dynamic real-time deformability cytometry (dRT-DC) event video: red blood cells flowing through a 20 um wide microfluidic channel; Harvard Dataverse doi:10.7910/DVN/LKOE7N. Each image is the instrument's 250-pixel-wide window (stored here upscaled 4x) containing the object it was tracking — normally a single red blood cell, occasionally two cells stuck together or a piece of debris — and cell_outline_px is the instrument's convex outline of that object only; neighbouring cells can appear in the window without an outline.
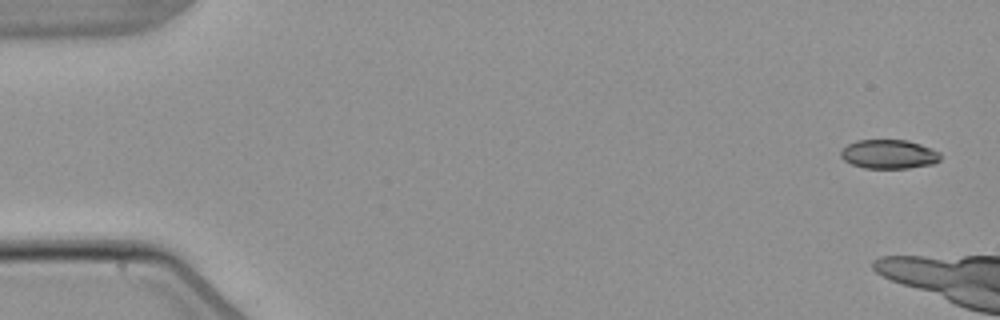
{"species": "common noctule bat (a hibernating species)", "species_latin": "Nyctalus noctula", "temperature_condition": "warm", "stored_images_in_passage": 5, "segment_of_instrument_passage": [2, 2], "camera_frame_rate_fps": 3000, "um_per_image_px": 0.085, "animal": {"sex": "male", "body_mass_g": 21.5, "forearm_length_mm": 52.0}, "frame": {"image": 1, "passage_image": 5, "time_ms": 4.667, "image_size_px": [1000, 320], "cell_outline_px": [[940, 160], [932, 164], [908, 168], [864, 168], [852, 164], [844, 160], [840, 156], [840, 148], [856, 140], [908, 140], [932, 148], [940, 152]], "centroid_in_image_um": [75.53, 13.1], "position_along_channel_um": 9.5, "area_um2": 16.99}}